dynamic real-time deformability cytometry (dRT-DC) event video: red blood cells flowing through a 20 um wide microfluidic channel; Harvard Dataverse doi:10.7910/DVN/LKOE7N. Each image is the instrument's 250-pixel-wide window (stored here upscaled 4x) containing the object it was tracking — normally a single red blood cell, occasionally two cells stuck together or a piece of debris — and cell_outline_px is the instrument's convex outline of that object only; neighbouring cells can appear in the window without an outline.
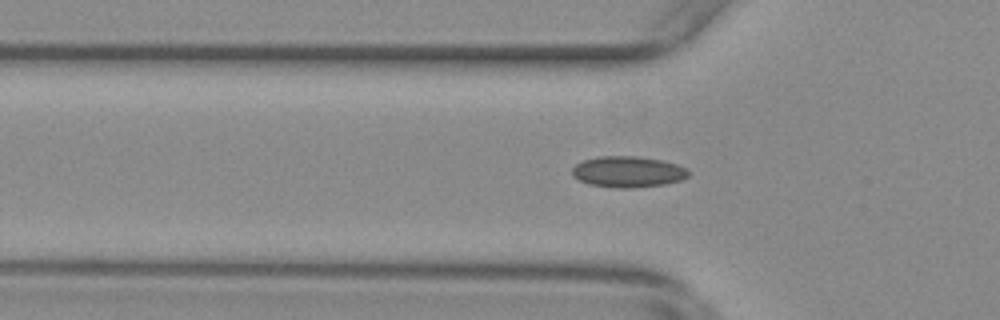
{"species": "common noctule bat (a hibernating species)", "species_latin": "Nyctalus noctula", "temperature_condition": "warm", "stored_images_in_passage": 37, "camera_frame_rate_fps": 3000, "um_per_image_px": 0.085, "animal": {"sex": "female", "body_mass_g": 29.2, "forearm_length_mm": 56.3}, "frame": {"image": 1, "passage_image": 8, "time_ms": 2.333, "image_size_px": [1000, 320], "cell_outline_px": [[688, 176], [680, 180], [664, 184], [632, 188], [616, 188], [588, 184], [572, 176], [572, 168], [576, 164], [584, 160], [600, 156], [636, 156], [660, 160], [676, 164], [688, 168]], "centroid_in_image_um": [53.36, 14.6], "position_along_channel_um": 72.4, "area_um2": 20.98}}
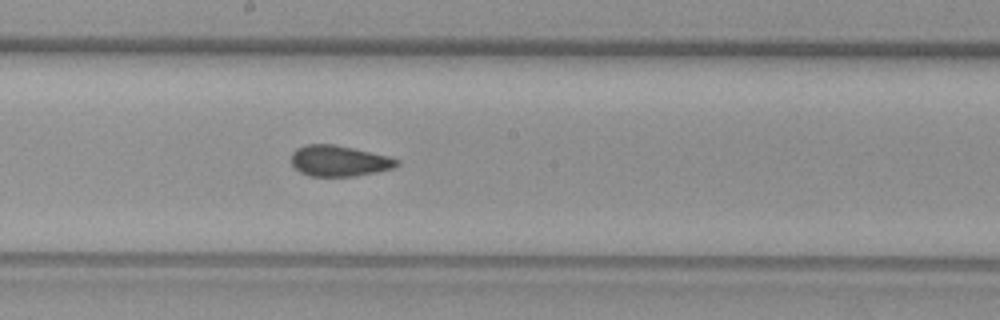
{"frame": {"image": 2, "passage_image": 20, "time_ms": 6.333, "image_size_px": [1000, 320], "cell_outline_px": [[400, 164], [396, 168], [356, 176], [308, 176], [300, 172], [292, 164], [292, 152], [296, 148], [304, 144], [332, 144], [352, 148], [388, 156], [400, 160]], "centroid_in_image_um": [28.83, 13.68], "position_along_channel_um": 219.4, "area_um2": 19.07}}
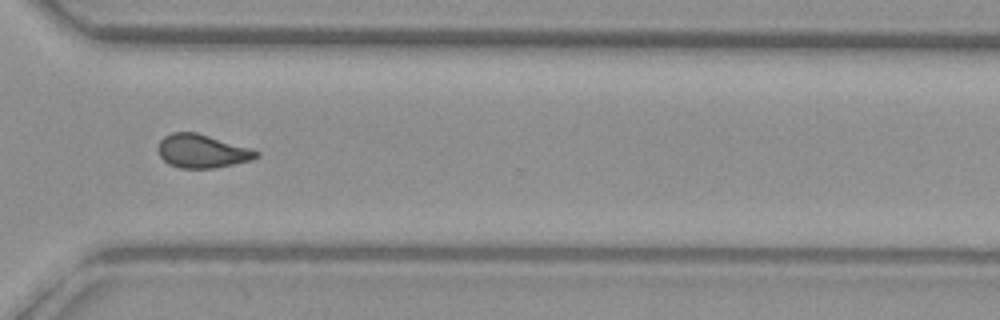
{"frame": {"image": 3, "passage_image": 31, "time_ms": 10.0, "image_size_px": [1000, 320], "cell_outline_px": [[260, 156], [252, 160], [212, 168], [180, 168], [168, 164], [160, 156], [156, 148], [160, 140], [164, 136], [172, 132], [196, 132], [252, 148], [260, 152]], "centroid_in_image_um": [17.17, 12.84], "position_along_channel_um": 353.4, "area_um2": 19.31}, "authors_computed_cell_mechanics": {"area_um2": 19.4208, "velocity_mm_per_s": 3.6546, "shape_relaxation_time_tau1_ms": null, "shape_relaxation_time_tau2_ms": 1.6766, "deformation_change_tau1": null, "deformation_change_tau2": 0.0755}}